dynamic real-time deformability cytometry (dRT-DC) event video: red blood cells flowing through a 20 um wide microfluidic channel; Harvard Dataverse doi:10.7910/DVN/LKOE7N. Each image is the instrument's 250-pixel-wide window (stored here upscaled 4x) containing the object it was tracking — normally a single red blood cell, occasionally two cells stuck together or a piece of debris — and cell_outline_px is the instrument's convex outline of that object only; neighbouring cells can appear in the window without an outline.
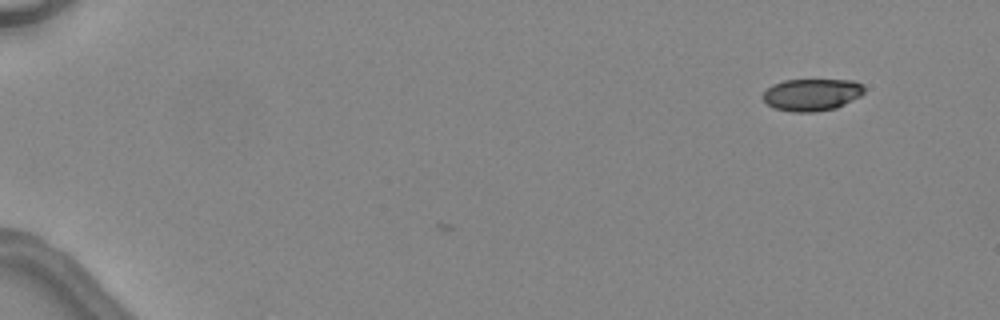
{"species": "common noctule bat (a hibernating species)", "species_latin": "Nyctalus noctula", "temperature_condition": "warm", "stored_images_in_passage": 2, "camera_frame_rate_fps": 3000, "um_per_image_px": 0.085, "animal": {"sex": "female", "body_mass_g": 24.6, "forearm_length_mm": 56.2}, "frame": {"image": 1, "passage_image": 2, "time_ms": 1.333, "image_size_px": [1000, 320], "cell_outline_px": [[864, 92], [860, 96], [836, 108], [816, 112], [792, 112], [772, 108], [764, 100], [764, 92], [772, 84], [784, 80], [852, 80], [860, 84], [864, 88]], "centroid_in_image_um": [68.98, 8.05], "position_along_channel_um": 16.0, "area_um2": 18.9}}